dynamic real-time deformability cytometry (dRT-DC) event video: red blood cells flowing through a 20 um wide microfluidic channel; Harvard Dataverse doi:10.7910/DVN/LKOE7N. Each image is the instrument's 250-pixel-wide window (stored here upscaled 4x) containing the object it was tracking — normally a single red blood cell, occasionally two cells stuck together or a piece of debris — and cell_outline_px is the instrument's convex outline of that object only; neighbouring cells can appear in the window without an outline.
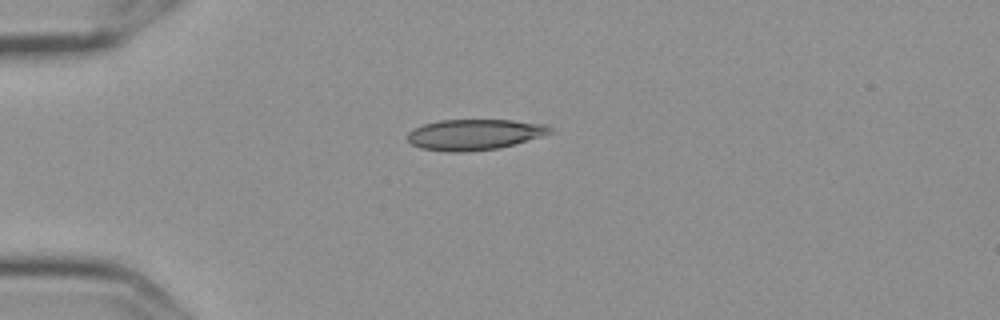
{"species": "Egyptian fruit bat (a non-hibernating species)", "species_latin": "Rousettus aegyptiacus", "temperature_condition": "cold", "stored_images_in_passage": 5, "camera_frame_rate_fps": 3000, "um_per_image_px": 0.085, "frame": {"image": 1, "passage_image": 5, "time_ms": 1.333, "image_size_px": [1000, 320], "cell_outline_px": [[556, 132], [500, 148], [464, 152], [448, 152], [420, 148], [412, 144], [408, 140], [408, 132], [424, 124], [440, 120], [512, 120], [548, 124]], "centroid_in_image_um": [40.38, 11.43], "position_along_channel_um": 44.6, "area_um2": 25.66}}